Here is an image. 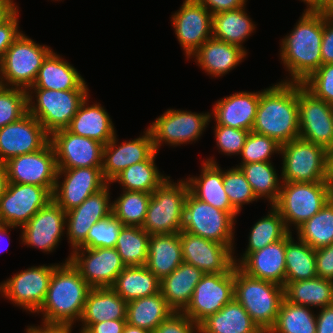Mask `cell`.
I'll list each match as a JSON object with an SVG mask.
<instances>
[{
    "label": "cell",
    "instance_id": "1",
    "mask_svg": "<svg viewBox=\"0 0 333 333\" xmlns=\"http://www.w3.org/2000/svg\"><path fill=\"white\" fill-rule=\"evenodd\" d=\"M324 13L304 11L291 33L281 39L280 60L289 80L302 83L322 65L321 42Z\"/></svg>",
    "mask_w": 333,
    "mask_h": 333
},
{
    "label": "cell",
    "instance_id": "2",
    "mask_svg": "<svg viewBox=\"0 0 333 333\" xmlns=\"http://www.w3.org/2000/svg\"><path fill=\"white\" fill-rule=\"evenodd\" d=\"M298 83L278 82L261 90L252 131L282 145L299 138Z\"/></svg>",
    "mask_w": 333,
    "mask_h": 333
},
{
    "label": "cell",
    "instance_id": "3",
    "mask_svg": "<svg viewBox=\"0 0 333 333\" xmlns=\"http://www.w3.org/2000/svg\"><path fill=\"white\" fill-rule=\"evenodd\" d=\"M91 288L67 258L53 270L44 303L36 313L41 312L43 323L62 324L72 329L81 319Z\"/></svg>",
    "mask_w": 333,
    "mask_h": 333
},
{
    "label": "cell",
    "instance_id": "4",
    "mask_svg": "<svg viewBox=\"0 0 333 333\" xmlns=\"http://www.w3.org/2000/svg\"><path fill=\"white\" fill-rule=\"evenodd\" d=\"M234 298L243 306L252 321L263 333H268L276 322L284 287L254 278L234 266Z\"/></svg>",
    "mask_w": 333,
    "mask_h": 333
},
{
    "label": "cell",
    "instance_id": "5",
    "mask_svg": "<svg viewBox=\"0 0 333 333\" xmlns=\"http://www.w3.org/2000/svg\"><path fill=\"white\" fill-rule=\"evenodd\" d=\"M333 197V188L327 181L282 182L278 200L273 207L282 216L289 232L297 230L313 217Z\"/></svg>",
    "mask_w": 333,
    "mask_h": 333
},
{
    "label": "cell",
    "instance_id": "6",
    "mask_svg": "<svg viewBox=\"0 0 333 333\" xmlns=\"http://www.w3.org/2000/svg\"><path fill=\"white\" fill-rule=\"evenodd\" d=\"M189 192L186 179L175 183L169 176L153 191L142 228L149 235L179 233Z\"/></svg>",
    "mask_w": 333,
    "mask_h": 333
},
{
    "label": "cell",
    "instance_id": "7",
    "mask_svg": "<svg viewBox=\"0 0 333 333\" xmlns=\"http://www.w3.org/2000/svg\"><path fill=\"white\" fill-rule=\"evenodd\" d=\"M53 50L21 33L6 50L0 64V85L28 90L44 60Z\"/></svg>",
    "mask_w": 333,
    "mask_h": 333
},
{
    "label": "cell",
    "instance_id": "8",
    "mask_svg": "<svg viewBox=\"0 0 333 333\" xmlns=\"http://www.w3.org/2000/svg\"><path fill=\"white\" fill-rule=\"evenodd\" d=\"M88 91L28 89V113L35 117L45 131L51 135L53 132L66 129L70 125L79 106L89 96Z\"/></svg>",
    "mask_w": 333,
    "mask_h": 333
},
{
    "label": "cell",
    "instance_id": "9",
    "mask_svg": "<svg viewBox=\"0 0 333 333\" xmlns=\"http://www.w3.org/2000/svg\"><path fill=\"white\" fill-rule=\"evenodd\" d=\"M238 212H226L197 199L191 192L184 207L182 230L207 240L234 247V224Z\"/></svg>",
    "mask_w": 333,
    "mask_h": 333
},
{
    "label": "cell",
    "instance_id": "10",
    "mask_svg": "<svg viewBox=\"0 0 333 333\" xmlns=\"http://www.w3.org/2000/svg\"><path fill=\"white\" fill-rule=\"evenodd\" d=\"M326 150L301 138L282 144V182L326 181Z\"/></svg>",
    "mask_w": 333,
    "mask_h": 333
},
{
    "label": "cell",
    "instance_id": "11",
    "mask_svg": "<svg viewBox=\"0 0 333 333\" xmlns=\"http://www.w3.org/2000/svg\"><path fill=\"white\" fill-rule=\"evenodd\" d=\"M210 117L209 112L166 110L148 127L152 134L155 151L158 152L159 147L164 143L176 147L197 141L209 125Z\"/></svg>",
    "mask_w": 333,
    "mask_h": 333
},
{
    "label": "cell",
    "instance_id": "12",
    "mask_svg": "<svg viewBox=\"0 0 333 333\" xmlns=\"http://www.w3.org/2000/svg\"><path fill=\"white\" fill-rule=\"evenodd\" d=\"M31 266L0 283V294L13 305L36 313L44 303L53 270L58 265Z\"/></svg>",
    "mask_w": 333,
    "mask_h": 333
},
{
    "label": "cell",
    "instance_id": "13",
    "mask_svg": "<svg viewBox=\"0 0 333 333\" xmlns=\"http://www.w3.org/2000/svg\"><path fill=\"white\" fill-rule=\"evenodd\" d=\"M234 298V267L225 273H207L196 285L191 300L182 311L200 324L209 315L220 311Z\"/></svg>",
    "mask_w": 333,
    "mask_h": 333
},
{
    "label": "cell",
    "instance_id": "14",
    "mask_svg": "<svg viewBox=\"0 0 333 333\" xmlns=\"http://www.w3.org/2000/svg\"><path fill=\"white\" fill-rule=\"evenodd\" d=\"M4 165L8 182L45 187L53 194L58 167L50 141L39 151L11 158Z\"/></svg>",
    "mask_w": 333,
    "mask_h": 333
},
{
    "label": "cell",
    "instance_id": "15",
    "mask_svg": "<svg viewBox=\"0 0 333 333\" xmlns=\"http://www.w3.org/2000/svg\"><path fill=\"white\" fill-rule=\"evenodd\" d=\"M299 138L328 149L333 146L332 105L298 83Z\"/></svg>",
    "mask_w": 333,
    "mask_h": 333
},
{
    "label": "cell",
    "instance_id": "16",
    "mask_svg": "<svg viewBox=\"0 0 333 333\" xmlns=\"http://www.w3.org/2000/svg\"><path fill=\"white\" fill-rule=\"evenodd\" d=\"M64 180L61 182V178ZM60 179V180H59ZM110 184L103 176L102 167L58 169L53 200L68 212Z\"/></svg>",
    "mask_w": 333,
    "mask_h": 333
},
{
    "label": "cell",
    "instance_id": "17",
    "mask_svg": "<svg viewBox=\"0 0 333 333\" xmlns=\"http://www.w3.org/2000/svg\"><path fill=\"white\" fill-rule=\"evenodd\" d=\"M52 199L45 187L8 182L0 198V224L21 228Z\"/></svg>",
    "mask_w": 333,
    "mask_h": 333
},
{
    "label": "cell",
    "instance_id": "18",
    "mask_svg": "<svg viewBox=\"0 0 333 333\" xmlns=\"http://www.w3.org/2000/svg\"><path fill=\"white\" fill-rule=\"evenodd\" d=\"M92 287H111L126 265L115 248H76L68 256Z\"/></svg>",
    "mask_w": 333,
    "mask_h": 333
},
{
    "label": "cell",
    "instance_id": "19",
    "mask_svg": "<svg viewBox=\"0 0 333 333\" xmlns=\"http://www.w3.org/2000/svg\"><path fill=\"white\" fill-rule=\"evenodd\" d=\"M58 169L102 167L104 144L60 129L50 135Z\"/></svg>",
    "mask_w": 333,
    "mask_h": 333
},
{
    "label": "cell",
    "instance_id": "20",
    "mask_svg": "<svg viewBox=\"0 0 333 333\" xmlns=\"http://www.w3.org/2000/svg\"><path fill=\"white\" fill-rule=\"evenodd\" d=\"M49 141L50 135L42 124L27 113L18 121L0 128V163L39 151Z\"/></svg>",
    "mask_w": 333,
    "mask_h": 333
},
{
    "label": "cell",
    "instance_id": "21",
    "mask_svg": "<svg viewBox=\"0 0 333 333\" xmlns=\"http://www.w3.org/2000/svg\"><path fill=\"white\" fill-rule=\"evenodd\" d=\"M177 11L172 15V26L186 58L190 59L212 37V14L196 0H184Z\"/></svg>",
    "mask_w": 333,
    "mask_h": 333
},
{
    "label": "cell",
    "instance_id": "22",
    "mask_svg": "<svg viewBox=\"0 0 333 333\" xmlns=\"http://www.w3.org/2000/svg\"><path fill=\"white\" fill-rule=\"evenodd\" d=\"M66 212L52 199L42 207L21 231L24 245L53 252L65 233Z\"/></svg>",
    "mask_w": 333,
    "mask_h": 333
},
{
    "label": "cell",
    "instance_id": "23",
    "mask_svg": "<svg viewBox=\"0 0 333 333\" xmlns=\"http://www.w3.org/2000/svg\"><path fill=\"white\" fill-rule=\"evenodd\" d=\"M183 261L204 274L229 272L234 266V251L227 245L179 232Z\"/></svg>",
    "mask_w": 333,
    "mask_h": 333
},
{
    "label": "cell",
    "instance_id": "24",
    "mask_svg": "<svg viewBox=\"0 0 333 333\" xmlns=\"http://www.w3.org/2000/svg\"><path fill=\"white\" fill-rule=\"evenodd\" d=\"M110 185L90 195L78 207L66 212L65 229L72 251L87 247V234L90 228L112 214Z\"/></svg>",
    "mask_w": 333,
    "mask_h": 333
},
{
    "label": "cell",
    "instance_id": "25",
    "mask_svg": "<svg viewBox=\"0 0 333 333\" xmlns=\"http://www.w3.org/2000/svg\"><path fill=\"white\" fill-rule=\"evenodd\" d=\"M117 134L103 148L102 172L111 181L127 167L146 161L154 152L152 134L147 127L143 135L118 144Z\"/></svg>",
    "mask_w": 333,
    "mask_h": 333
},
{
    "label": "cell",
    "instance_id": "26",
    "mask_svg": "<svg viewBox=\"0 0 333 333\" xmlns=\"http://www.w3.org/2000/svg\"><path fill=\"white\" fill-rule=\"evenodd\" d=\"M259 101L260 91L236 92L218 100L210 118L216 125L252 131Z\"/></svg>",
    "mask_w": 333,
    "mask_h": 333
},
{
    "label": "cell",
    "instance_id": "27",
    "mask_svg": "<svg viewBox=\"0 0 333 333\" xmlns=\"http://www.w3.org/2000/svg\"><path fill=\"white\" fill-rule=\"evenodd\" d=\"M251 277L285 285V237L255 252L249 253L238 265Z\"/></svg>",
    "mask_w": 333,
    "mask_h": 333
},
{
    "label": "cell",
    "instance_id": "28",
    "mask_svg": "<svg viewBox=\"0 0 333 333\" xmlns=\"http://www.w3.org/2000/svg\"><path fill=\"white\" fill-rule=\"evenodd\" d=\"M247 52L241 47L217 40L205 41L191 56L207 75L221 77L245 59Z\"/></svg>",
    "mask_w": 333,
    "mask_h": 333
},
{
    "label": "cell",
    "instance_id": "29",
    "mask_svg": "<svg viewBox=\"0 0 333 333\" xmlns=\"http://www.w3.org/2000/svg\"><path fill=\"white\" fill-rule=\"evenodd\" d=\"M201 166L200 176L186 178L190 192L199 200L226 212H237L230 204L223 186V170L209 157Z\"/></svg>",
    "mask_w": 333,
    "mask_h": 333
},
{
    "label": "cell",
    "instance_id": "30",
    "mask_svg": "<svg viewBox=\"0 0 333 333\" xmlns=\"http://www.w3.org/2000/svg\"><path fill=\"white\" fill-rule=\"evenodd\" d=\"M127 302L111 287L91 288L81 316V329L109 320H126Z\"/></svg>",
    "mask_w": 333,
    "mask_h": 333
},
{
    "label": "cell",
    "instance_id": "31",
    "mask_svg": "<svg viewBox=\"0 0 333 333\" xmlns=\"http://www.w3.org/2000/svg\"><path fill=\"white\" fill-rule=\"evenodd\" d=\"M88 97L81 103L66 129L106 145L116 134L114 124L100 103L88 104Z\"/></svg>",
    "mask_w": 333,
    "mask_h": 333
},
{
    "label": "cell",
    "instance_id": "32",
    "mask_svg": "<svg viewBox=\"0 0 333 333\" xmlns=\"http://www.w3.org/2000/svg\"><path fill=\"white\" fill-rule=\"evenodd\" d=\"M29 89L89 90L76 68L54 51L44 60L33 86Z\"/></svg>",
    "mask_w": 333,
    "mask_h": 333
},
{
    "label": "cell",
    "instance_id": "33",
    "mask_svg": "<svg viewBox=\"0 0 333 333\" xmlns=\"http://www.w3.org/2000/svg\"><path fill=\"white\" fill-rule=\"evenodd\" d=\"M203 275L200 269L183 262L160 281V292L174 312H182L187 307Z\"/></svg>",
    "mask_w": 333,
    "mask_h": 333
},
{
    "label": "cell",
    "instance_id": "34",
    "mask_svg": "<svg viewBox=\"0 0 333 333\" xmlns=\"http://www.w3.org/2000/svg\"><path fill=\"white\" fill-rule=\"evenodd\" d=\"M183 262L179 233L150 235L145 266L160 281Z\"/></svg>",
    "mask_w": 333,
    "mask_h": 333
},
{
    "label": "cell",
    "instance_id": "35",
    "mask_svg": "<svg viewBox=\"0 0 333 333\" xmlns=\"http://www.w3.org/2000/svg\"><path fill=\"white\" fill-rule=\"evenodd\" d=\"M199 333H263L243 306L233 298L199 324Z\"/></svg>",
    "mask_w": 333,
    "mask_h": 333
},
{
    "label": "cell",
    "instance_id": "36",
    "mask_svg": "<svg viewBox=\"0 0 333 333\" xmlns=\"http://www.w3.org/2000/svg\"><path fill=\"white\" fill-rule=\"evenodd\" d=\"M111 288L129 302L160 292V280L146 266H126Z\"/></svg>",
    "mask_w": 333,
    "mask_h": 333
},
{
    "label": "cell",
    "instance_id": "37",
    "mask_svg": "<svg viewBox=\"0 0 333 333\" xmlns=\"http://www.w3.org/2000/svg\"><path fill=\"white\" fill-rule=\"evenodd\" d=\"M245 10V7H242L212 15V37L247 51L242 43L254 33L256 25Z\"/></svg>",
    "mask_w": 333,
    "mask_h": 333
},
{
    "label": "cell",
    "instance_id": "38",
    "mask_svg": "<svg viewBox=\"0 0 333 333\" xmlns=\"http://www.w3.org/2000/svg\"><path fill=\"white\" fill-rule=\"evenodd\" d=\"M284 299L307 307L323 308L333 304V281L316 277L285 282Z\"/></svg>",
    "mask_w": 333,
    "mask_h": 333
},
{
    "label": "cell",
    "instance_id": "39",
    "mask_svg": "<svg viewBox=\"0 0 333 333\" xmlns=\"http://www.w3.org/2000/svg\"><path fill=\"white\" fill-rule=\"evenodd\" d=\"M173 313L162 293L158 292L149 297L127 302L126 322L153 332Z\"/></svg>",
    "mask_w": 333,
    "mask_h": 333
},
{
    "label": "cell",
    "instance_id": "40",
    "mask_svg": "<svg viewBox=\"0 0 333 333\" xmlns=\"http://www.w3.org/2000/svg\"><path fill=\"white\" fill-rule=\"evenodd\" d=\"M292 237V232L285 236V282L309 280L317 277L315 249L307 243Z\"/></svg>",
    "mask_w": 333,
    "mask_h": 333
},
{
    "label": "cell",
    "instance_id": "41",
    "mask_svg": "<svg viewBox=\"0 0 333 333\" xmlns=\"http://www.w3.org/2000/svg\"><path fill=\"white\" fill-rule=\"evenodd\" d=\"M157 153L155 151L146 161L127 167L111 183H119L126 191L153 193L169 177L161 174L156 166Z\"/></svg>",
    "mask_w": 333,
    "mask_h": 333
},
{
    "label": "cell",
    "instance_id": "42",
    "mask_svg": "<svg viewBox=\"0 0 333 333\" xmlns=\"http://www.w3.org/2000/svg\"><path fill=\"white\" fill-rule=\"evenodd\" d=\"M236 167L244 173L257 199L265 198L271 206L276 203L280 194L282 177H278L271 162H253Z\"/></svg>",
    "mask_w": 333,
    "mask_h": 333
},
{
    "label": "cell",
    "instance_id": "43",
    "mask_svg": "<svg viewBox=\"0 0 333 333\" xmlns=\"http://www.w3.org/2000/svg\"><path fill=\"white\" fill-rule=\"evenodd\" d=\"M289 233L280 213L271 206L270 212L259 219L250 229L248 245L240 258L234 256V263L238 265L249 253L255 252L283 239Z\"/></svg>",
    "mask_w": 333,
    "mask_h": 333
},
{
    "label": "cell",
    "instance_id": "44",
    "mask_svg": "<svg viewBox=\"0 0 333 333\" xmlns=\"http://www.w3.org/2000/svg\"><path fill=\"white\" fill-rule=\"evenodd\" d=\"M312 308L283 299L273 327L268 333H316V315Z\"/></svg>",
    "mask_w": 333,
    "mask_h": 333
},
{
    "label": "cell",
    "instance_id": "45",
    "mask_svg": "<svg viewBox=\"0 0 333 333\" xmlns=\"http://www.w3.org/2000/svg\"><path fill=\"white\" fill-rule=\"evenodd\" d=\"M297 238L318 249L333 243V197L297 230Z\"/></svg>",
    "mask_w": 333,
    "mask_h": 333
},
{
    "label": "cell",
    "instance_id": "46",
    "mask_svg": "<svg viewBox=\"0 0 333 333\" xmlns=\"http://www.w3.org/2000/svg\"><path fill=\"white\" fill-rule=\"evenodd\" d=\"M150 235L139 226H123L115 249L126 266H145Z\"/></svg>",
    "mask_w": 333,
    "mask_h": 333
},
{
    "label": "cell",
    "instance_id": "47",
    "mask_svg": "<svg viewBox=\"0 0 333 333\" xmlns=\"http://www.w3.org/2000/svg\"><path fill=\"white\" fill-rule=\"evenodd\" d=\"M152 193L126 191L112 202V214L124 226L142 227Z\"/></svg>",
    "mask_w": 333,
    "mask_h": 333
},
{
    "label": "cell",
    "instance_id": "48",
    "mask_svg": "<svg viewBox=\"0 0 333 333\" xmlns=\"http://www.w3.org/2000/svg\"><path fill=\"white\" fill-rule=\"evenodd\" d=\"M223 186L231 206L239 214L243 205L258 200L239 167L223 170Z\"/></svg>",
    "mask_w": 333,
    "mask_h": 333
},
{
    "label": "cell",
    "instance_id": "49",
    "mask_svg": "<svg viewBox=\"0 0 333 333\" xmlns=\"http://www.w3.org/2000/svg\"><path fill=\"white\" fill-rule=\"evenodd\" d=\"M27 90L0 85V128L28 113Z\"/></svg>",
    "mask_w": 333,
    "mask_h": 333
},
{
    "label": "cell",
    "instance_id": "50",
    "mask_svg": "<svg viewBox=\"0 0 333 333\" xmlns=\"http://www.w3.org/2000/svg\"><path fill=\"white\" fill-rule=\"evenodd\" d=\"M281 145L274 139L250 131L243 146L240 164L253 162H272V154H280Z\"/></svg>",
    "mask_w": 333,
    "mask_h": 333
},
{
    "label": "cell",
    "instance_id": "51",
    "mask_svg": "<svg viewBox=\"0 0 333 333\" xmlns=\"http://www.w3.org/2000/svg\"><path fill=\"white\" fill-rule=\"evenodd\" d=\"M123 226L113 214L99 220L88 231L86 248H115Z\"/></svg>",
    "mask_w": 333,
    "mask_h": 333
},
{
    "label": "cell",
    "instance_id": "52",
    "mask_svg": "<svg viewBox=\"0 0 333 333\" xmlns=\"http://www.w3.org/2000/svg\"><path fill=\"white\" fill-rule=\"evenodd\" d=\"M302 85L315 97L333 105V63L322 64Z\"/></svg>",
    "mask_w": 333,
    "mask_h": 333
},
{
    "label": "cell",
    "instance_id": "53",
    "mask_svg": "<svg viewBox=\"0 0 333 333\" xmlns=\"http://www.w3.org/2000/svg\"><path fill=\"white\" fill-rule=\"evenodd\" d=\"M250 131L223 125H215L216 145L225 155H240Z\"/></svg>",
    "mask_w": 333,
    "mask_h": 333
},
{
    "label": "cell",
    "instance_id": "54",
    "mask_svg": "<svg viewBox=\"0 0 333 333\" xmlns=\"http://www.w3.org/2000/svg\"><path fill=\"white\" fill-rule=\"evenodd\" d=\"M152 333H199V324L182 312H174Z\"/></svg>",
    "mask_w": 333,
    "mask_h": 333
},
{
    "label": "cell",
    "instance_id": "55",
    "mask_svg": "<svg viewBox=\"0 0 333 333\" xmlns=\"http://www.w3.org/2000/svg\"><path fill=\"white\" fill-rule=\"evenodd\" d=\"M19 10L6 22L0 25V64L6 50L20 36L22 31L19 28Z\"/></svg>",
    "mask_w": 333,
    "mask_h": 333
},
{
    "label": "cell",
    "instance_id": "56",
    "mask_svg": "<svg viewBox=\"0 0 333 333\" xmlns=\"http://www.w3.org/2000/svg\"><path fill=\"white\" fill-rule=\"evenodd\" d=\"M317 277L333 281V243L315 249Z\"/></svg>",
    "mask_w": 333,
    "mask_h": 333
},
{
    "label": "cell",
    "instance_id": "57",
    "mask_svg": "<svg viewBox=\"0 0 333 333\" xmlns=\"http://www.w3.org/2000/svg\"><path fill=\"white\" fill-rule=\"evenodd\" d=\"M321 56L322 64L333 63V13H324Z\"/></svg>",
    "mask_w": 333,
    "mask_h": 333
},
{
    "label": "cell",
    "instance_id": "58",
    "mask_svg": "<svg viewBox=\"0 0 333 333\" xmlns=\"http://www.w3.org/2000/svg\"><path fill=\"white\" fill-rule=\"evenodd\" d=\"M212 15L224 11L237 10L246 6L247 0H196Z\"/></svg>",
    "mask_w": 333,
    "mask_h": 333
},
{
    "label": "cell",
    "instance_id": "59",
    "mask_svg": "<svg viewBox=\"0 0 333 333\" xmlns=\"http://www.w3.org/2000/svg\"><path fill=\"white\" fill-rule=\"evenodd\" d=\"M126 320H109L90 325L85 333H122Z\"/></svg>",
    "mask_w": 333,
    "mask_h": 333
},
{
    "label": "cell",
    "instance_id": "60",
    "mask_svg": "<svg viewBox=\"0 0 333 333\" xmlns=\"http://www.w3.org/2000/svg\"><path fill=\"white\" fill-rule=\"evenodd\" d=\"M319 310V313L316 315V333H333V304Z\"/></svg>",
    "mask_w": 333,
    "mask_h": 333
},
{
    "label": "cell",
    "instance_id": "61",
    "mask_svg": "<svg viewBox=\"0 0 333 333\" xmlns=\"http://www.w3.org/2000/svg\"><path fill=\"white\" fill-rule=\"evenodd\" d=\"M73 329L62 324L41 323L39 326H28L26 333H71Z\"/></svg>",
    "mask_w": 333,
    "mask_h": 333
},
{
    "label": "cell",
    "instance_id": "62",
    "mask_svg": "<svg viewBox=\"0 0 333 333\" xmlns=\"http://www.w3.org/2000/svg\"><path fill=\"white\" fill-rule=\"evenodd\" d=\"M307 9L304 11L318 13H333V0H304Z\"/></svg>",
    "mask_w": 333,
    "mask_h": 333
},
{
    "label": "cell",
    "instance_id": "63",
    "mask_svg": "<svg viewBox=\"0 0 333 333\" xmlns=\"http://www.w3.org/2000/svg\"><path fill=\"white\" fill-rule=\"evenodd\" d=\"M13 0H0V25L8 21L17 11L18 6Z\"/></svg>",
    "mask_w": 333,
    "mask_h": 333
},
{
    "label": "cell",
    "instance_id": "64",
    "mask_svg": "<svg viewBox=\"0 0 333 333\" xmlns=\"http://www.w3.org/2000/svg\"><path fill=\"white\" fill-rule=\"evenodd\" d=\"M326 181L333 188V146L326 150Z\"/></svg>",
    "mask_w": 333,
    "mask_h": 333
},
{
    "label": "cell",
    "instance_id": "65",
    "mask_svg": "<svg viewBox=\"0 0 333 333\" xmlns=\"http://www.w3.org/2000/svg\"><path fill=\"white\" fill-rule=\"evenodd\" d=\"M7 185H8L7 170L5 165L0 163V198L5 193Z\"/></svg>",
    "mask_w": 333,
    "mask_h": 333
},
{
    "label": "cell",
    "instance_id": "66",
    "mask_svg": "<svg viewBox=\"0 0 333 333\" xmlns=\"http://www.w3.org/2000/svg\"><path fill=\"white\" fill-rule=\"evenodd\" d=\"M122 333H152L151 331L126 323Z\"/></svg>",
    "mask_w": 333,
    "mask_h": 333
},
{
    "label": "cell",
    "instance_id": "67",
    "mask_svg": "<svg viewBox=\"0 0 333 333\" xmlns=\"http://www.w3.org/2000/svg\"><path fill=\"white\" fill-rule=\"evenodd\" d=\"M12 228H17V227L16 226H10V225H7V224H0V242L4 241V240H1V239H4L3 237H5L6 235L9 238V234L7 232H8L9 229H12ZM7 245H9V243ZM6 247H8V246H6ZM4 250L1 248L0 252H2Z\"/></svg>",
    "mask_w": 333,
    "mask_h": 333
}]
</instances>
